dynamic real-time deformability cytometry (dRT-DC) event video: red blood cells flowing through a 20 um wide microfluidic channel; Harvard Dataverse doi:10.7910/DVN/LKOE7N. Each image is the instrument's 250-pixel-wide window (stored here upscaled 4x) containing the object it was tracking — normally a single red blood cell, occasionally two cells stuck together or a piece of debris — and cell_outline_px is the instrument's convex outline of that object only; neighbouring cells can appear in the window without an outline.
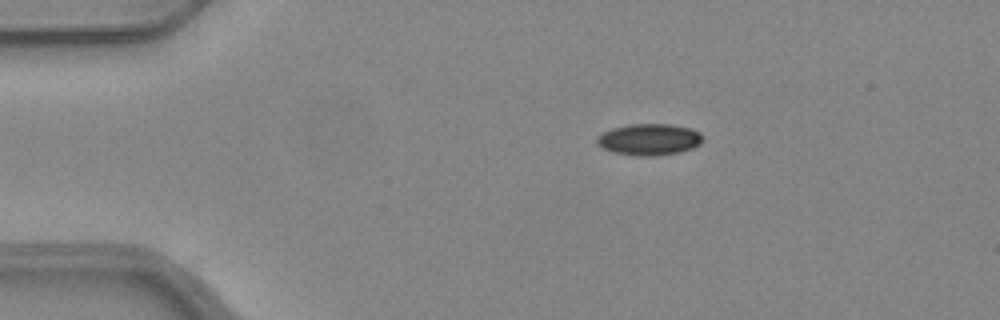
{"species": "common noctule bat (a hibernating species)", "species_latin": "Nyctalus noctula", "temperature_condition": "warm", "stored_images_in_passage": 43, "camera_frame_rate_fps": 3000, "um_per_image_px": 0.085, "animal": {"sex": "female", "body_mass_g": 24.6, "forearm_length_mm": 56.2}, "frame": {"image": 1, "passage_image": 1, "time_ms": 0.0, "image_size_px": [1000, 320], "cell_outline_px": [[700, 144], [692, 148], [680, 152], [652, 156], [636, 156], [612, 152], [596, 144], [596, 136], [612, 128], [628, 124], [672, 124], [692, 128], [700, 132]], "centroid_in_image_um": [55.15, 11.85], "position_along_channel_um": 29.9, "area_um2": 19.48}}
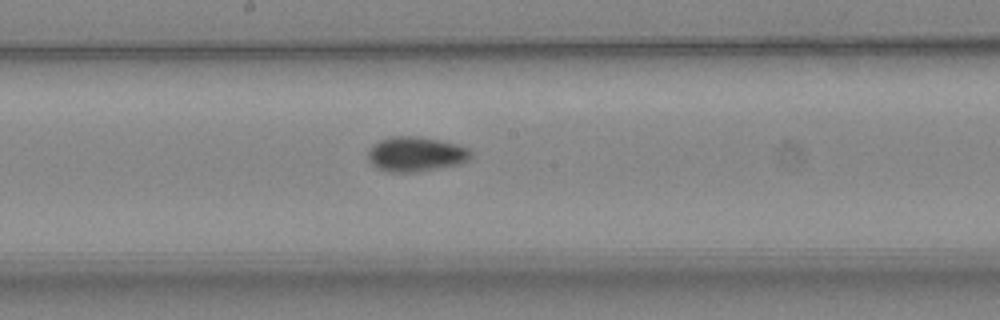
{"frame": {"image": 2, "passage_image": 19, "time_ms": 6.0, "image_size_px": [1000, 320], "cell_outline_px": [[472, 156], [468, 160], [460, 164], [416, 172], [388, 172], [376, 168], [368, 160], [368, 148], [372, 144], [388, 136], [416, 136], [440, 140], [456, 144], [468, 148], [472, 152]], "centroid_in_image_um": [35.31, 13.1], "position_along_channel_um": 212.9, "area_um2": 21.1}}
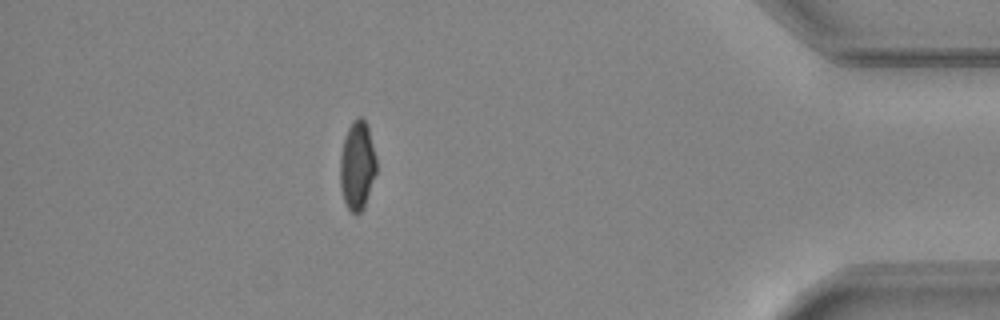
{"frame": {"image": 3, "passage_image": 37, "time_ms": 12.0, "image_size_px": [1000, 320], "cell_outline_px": [[376, 172], [364, 208], [356, 216], [348, 208], [344, 200], [340, 188], [340, 156], [344, 140], [348, 128], [356, 116], [360, 116], [368, 124], [376, 156]], "centroid_in_image_um": [30.37, 14.06], "position_along_channel_um": 404.8, "area_um2": 18.9}, "authors_computed_cell_mechanics": {"area_um2": 19.4786, "velocity_mm_per_s": 3.9927, "shape_relaxation_time_tau1_ms": null, "shape_relaxation_time_tau2_ms": 1.7237, "deformation_change_tau1": null, "deformation_change_tau2": 0.0526}}